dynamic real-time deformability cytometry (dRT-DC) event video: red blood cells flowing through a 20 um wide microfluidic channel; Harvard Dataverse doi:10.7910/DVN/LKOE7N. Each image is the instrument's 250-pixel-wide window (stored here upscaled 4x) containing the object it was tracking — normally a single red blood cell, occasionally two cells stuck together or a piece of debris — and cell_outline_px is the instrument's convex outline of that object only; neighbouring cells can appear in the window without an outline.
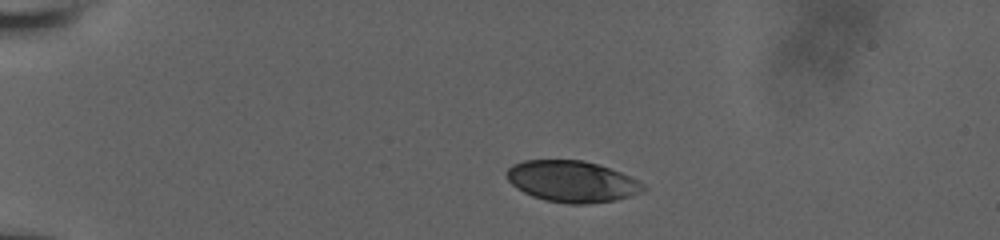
{"species": "human", "species_latin": "Homo sapiens", "temperature_condition": "room temperature", "stored_images_in_passage": 43, "camera_frame_rate_fps": 3000, "um_per_image_px": 0.085, "donor": {"sex": "male"}, "frame": {"image": 1, "passage_image": 1, "time_ms": 0.0, "image_size_px": [1000, 240], "cell_outline_px": [[648, 188], [640, 192], [616, 200], [584, 204], [568, 204], [544, 200], [532, 196], [516, 188], [508, 180], [504, 172], [512, 164], [524, 160], [584, 160], [620, 172], [644, 184]], "centroid_in_image_um": [48.57, 15.42], "position_along_channel_um": 36.4, "area_um2": 32.83}}
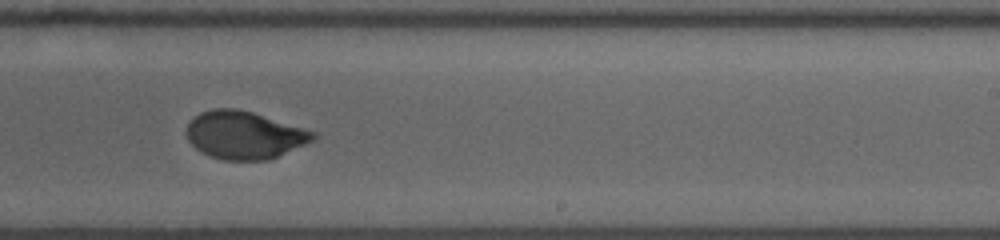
{"frame": {"image": 2, "passage_image": 24, "time_ms": 7.667, "image_size_px": [1000, 240], "cell_outline_px": [[316, 136], [312, 140], [304, 144], [268, 160], [224, 160], [208, 156], [200, 152], [188, 140], [188, 124], [200, 112], [216, 108], [236, 108], [252, 112], [316, 132]], "centroid_in_image_um": [20.74, 11.48], "position_along_channel_um": 268.3, "area_um2": 34.74}}
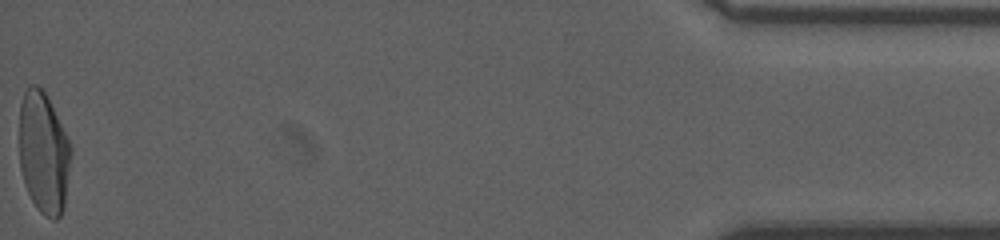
{"frame": {"image": 3, "passage_image": 43, "time_ms": 14.0, "image_size_px": [1000, 240], "cell_outline_px": [[72, 152], [64, 208], [60, 216], [56, 220], [52, 220], [44, 216], [36, 208], [24, 184], [20, 168], [20, 104], [24, 92], [28, 84], [36, 84], [44, 88], [72, 148]], "centroid_in_image_um": [3.71, 12.99], "position_along_channel_um": 431.5, "area_um2": 37.05}, "authors_computed_cell_mechanics": {"area_um2": 35.4314, "velocity_mm_per_s": 3.9321, "shape_relaxation_time_tau1_ms": 4.2261, "shape_relaxation_time_tau2_ms": 0.8058, "deformation_change_tau1": 0.1971, "deformation_change_tau2": 0.0454}}